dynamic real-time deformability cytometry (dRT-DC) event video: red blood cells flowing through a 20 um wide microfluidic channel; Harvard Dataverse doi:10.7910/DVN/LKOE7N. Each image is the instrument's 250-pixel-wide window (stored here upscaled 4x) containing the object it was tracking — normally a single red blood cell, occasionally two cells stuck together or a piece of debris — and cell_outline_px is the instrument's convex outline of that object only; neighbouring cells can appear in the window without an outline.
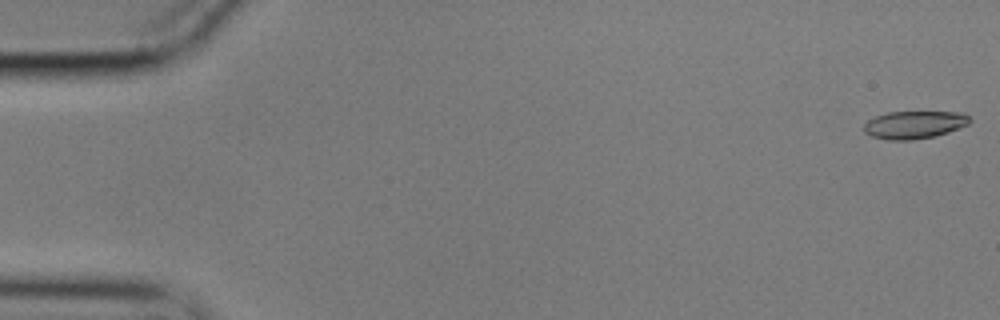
{"species": "common noctule bat (a hibernating species)", "species_latin": "Nyctalus noctula", "temperature_condition": "cold", "stored_images_in_passage": 56, "camera_frame_rate_fps": 3000, "um_per_image_px": 0.085, "animal": {"sex": "male", "body_mass_g": 17.9}, "frame": {"image": 1, "passage_image": 1, "time_ms": 0.0, "image_size_px": [1000, 320], "cell_outline_px": [[972, 120], [968, 124], [948, 132], [936, 136], [912, 140], [888, 140], [872, 136], [864, 132], [864, 124], [868, 120], [876, 116], [888, 112], [964, 112]], "centroid_in_image_um": [77.72, 10.6], "position_along_channel_um": 7.3, "area_um2": 17.11}}
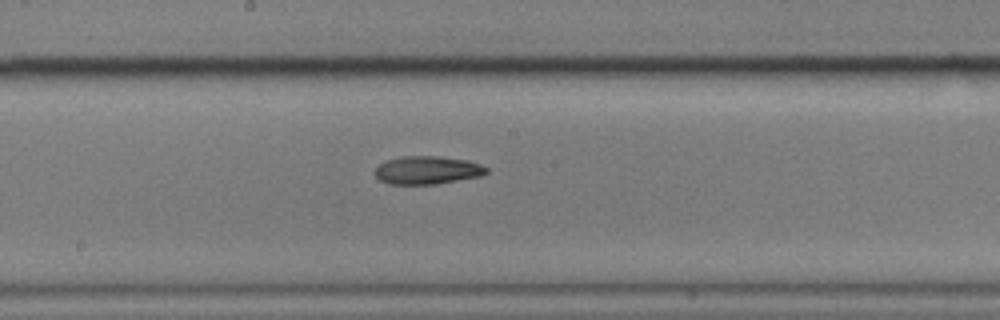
{"frame": {"image": 2, "passage_image": 30, "time_ms": 9.667, "image_size_px": [1000, 320], "cell_outline_px": [[488, 172], [480, 176], [436, 184], [388, 184], [380, 180], [376, 176], [376, 168], [380, 164], [388, 160], [400, 156], [436, 156], [468, 160], [480, 164], [488, 168]], "centroid_in_image_um": [36.33, 14.46], "position_along_channel_um": 211.9, "area_um2": 18.15}}
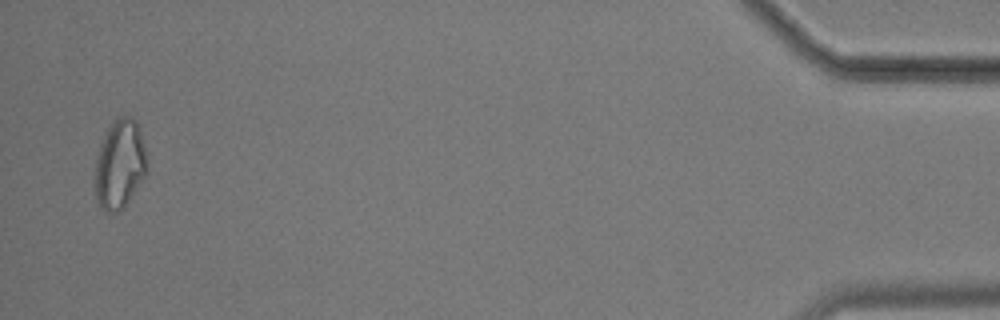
{"frame": {"image": 3, "passage_image": 55, "time_ms": 18.0, "image_size_px": [1000, 320], "cell_outline_px": [[148, 168], [144, 176], [124, 208], [120, 212], [108, 212], [96, 200], [96, 160], [100, 144], [108, 128], [116, 116], [132, 116], [136, 120], [140, 132], [144, 148]], "centroid_in_image_um": [10.19, 13.94], "position_along_channel_um": 425.0, "area_um2": 26.65}, "authors_computed_cell_mechanics": {"area_um2": 18.3515, "velocity_mm_per_s": 3.5559, "shape_relaxation_time_tau1_ms": 5.3596, "shape_relaxation_time_tau2_ms": null, "deformation_change_tau1": 0.132, "deformation_change_tau2": null}}